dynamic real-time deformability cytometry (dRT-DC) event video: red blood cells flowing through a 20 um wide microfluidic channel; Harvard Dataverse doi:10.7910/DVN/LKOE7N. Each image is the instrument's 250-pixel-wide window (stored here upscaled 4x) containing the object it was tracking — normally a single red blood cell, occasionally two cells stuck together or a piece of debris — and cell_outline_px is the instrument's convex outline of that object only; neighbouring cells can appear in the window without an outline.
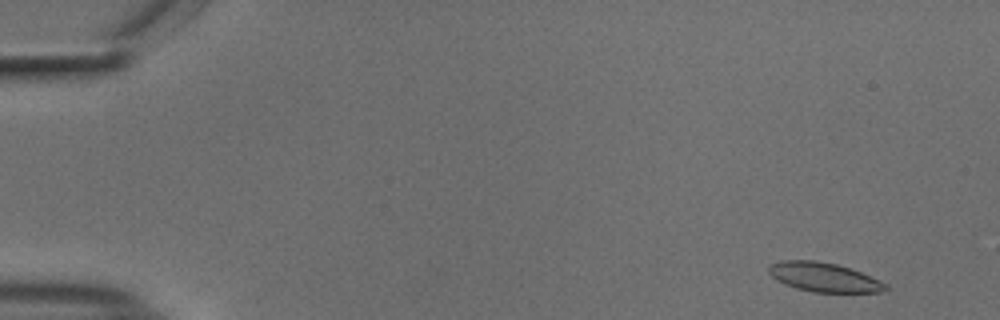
{"species": "common noctule bat (a hibernating species)", "species_latin": "Nyctalus noctula", "temperature_condition": "cold", "stored_images_in_passage": 20, "camera_frame_rate_fps": 3000, "um_per_image_px": 0.085, "animal": {"sex": "male", "body_mass_g": 18.8}, "frame": {"image": 1, "passage_image": 3, "time_ms": 0.667, "image_size_px": [1000, 320], "cell_outline_px": [[888, 288], [884, 292], [812, 292], [796, 288], [784, 284], [776, 280], [768, 272], [768, 264], [784, 260], [816, 260], [836, 264], [860, 272], [880, 280], [888, 284]], "centroid_in_image_um": [70.01, 23.56], "position_along_channel_um": 15.0, "area_um2": 19.94}}
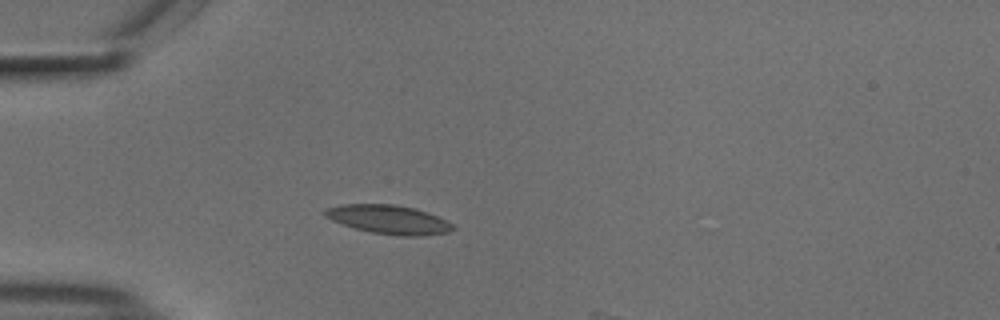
{"frame": {"image": 2, "passage_image": 15, "time_ms": 4.667, "image_size_px": [1000, 320], "cell_outline_px": [[456, 228], [448, 232], [420, 236], [400, 236], [372, 232], [356, 228], [332, 220], [324, 216], [320, 212], [324, 208], [344, 204], [392, 204], [416, 208], [428, 212], [452, 224]], "centroid_in_image_um": [33.01, 18.65], "position_along_channel_um": 52.0, "area_um2": 21.44}}